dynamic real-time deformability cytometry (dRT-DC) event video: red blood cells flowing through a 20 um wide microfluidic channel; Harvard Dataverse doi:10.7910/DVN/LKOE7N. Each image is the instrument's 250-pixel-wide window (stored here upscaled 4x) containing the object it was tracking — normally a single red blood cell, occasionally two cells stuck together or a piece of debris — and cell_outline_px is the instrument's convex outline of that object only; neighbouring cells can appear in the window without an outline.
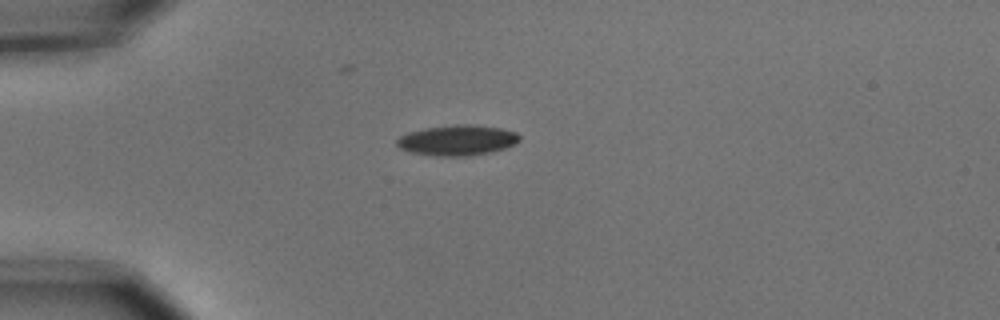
{"species": "common noctule bat (a hibernating species)", "species_latin": "Nyctalus noctula", "temperature_condition": "cold", "stored_images_in_passage": 4, "camera_frame_rate_fps": 3000, "um_per_image_px": 0.085, "animal": {"sex": "male", "body_mass_g": 15.6}, "frame": {"image": 1, "passage_image": 1, "time_ms": 0.0, "image_size_px": [1000, 320], "cell_outline_px": [[520, 140], [516, 144], [492, 152], [468, 156], [432, 156], [412, 152], [400, 148], [396, 144], [396, 140], [400, 136], [408, 132], [424, 128], [456, 124], [468, 124], [500, 128], [516, 132], [520, 136]], "centroid_in_image_um": [38.87, 11.92], "position_along_channel_um": 46.1, "area_um2": 21.85}}
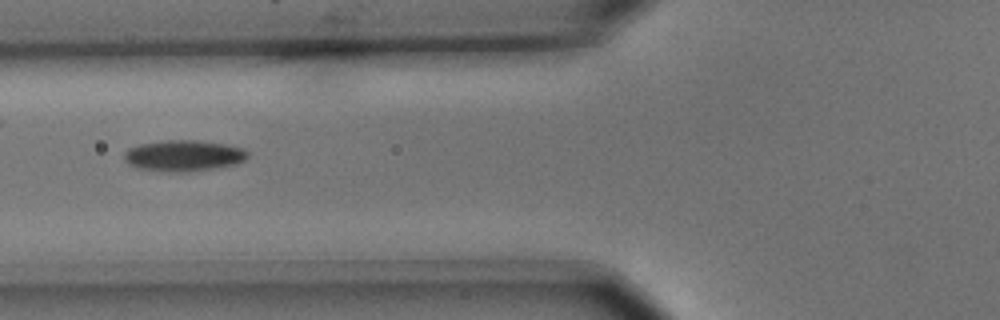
{"frame": {"image": 2, "passage_image": 3, "time_ms": 0.667, "image_size_px": [1000, 320], "cell_outline_px": [[248, 156], [244, 160], [236, 164], [212, 168], [180, 172], [136, 168], [128, 164], [124, 160], [124, 152], [128, 148], [140, 144], [168, 140], [196, 140], [228, 144], [244, 148], [248, 152]], "centroid_in_image_um": [15.61, 13.21], "position_along_channel_um": 110.2, "area_um2": 22.25}}
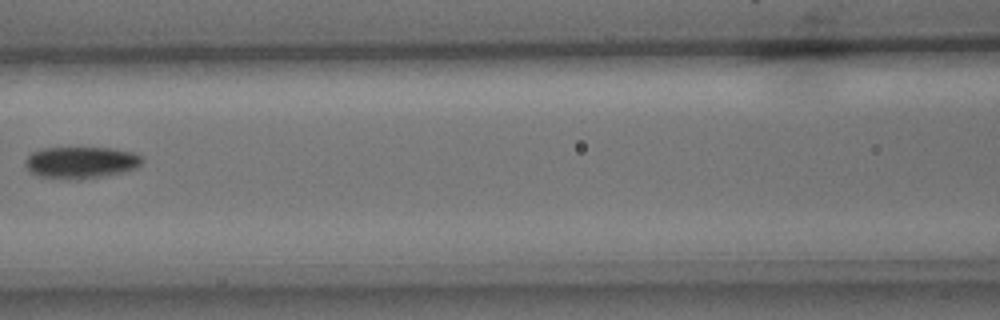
{"frame": {"image": 3, "passage_image": 4, "time_ms": 1.0, "image_size_px": [1000, 320], "cell_outline_px": [[144, 160], [136, 168], [124, 172], [104, 176], [80, 180], [68, 180], [40, 176], [32, 172], [24, 164], [24, 160], [32, 152], [40, 148], [112, 148], [136, 152]], "centroid_in_image_um": [6.9, 13.81], "position_along_channel_um": 159.7, "area_um2": 21.91}}